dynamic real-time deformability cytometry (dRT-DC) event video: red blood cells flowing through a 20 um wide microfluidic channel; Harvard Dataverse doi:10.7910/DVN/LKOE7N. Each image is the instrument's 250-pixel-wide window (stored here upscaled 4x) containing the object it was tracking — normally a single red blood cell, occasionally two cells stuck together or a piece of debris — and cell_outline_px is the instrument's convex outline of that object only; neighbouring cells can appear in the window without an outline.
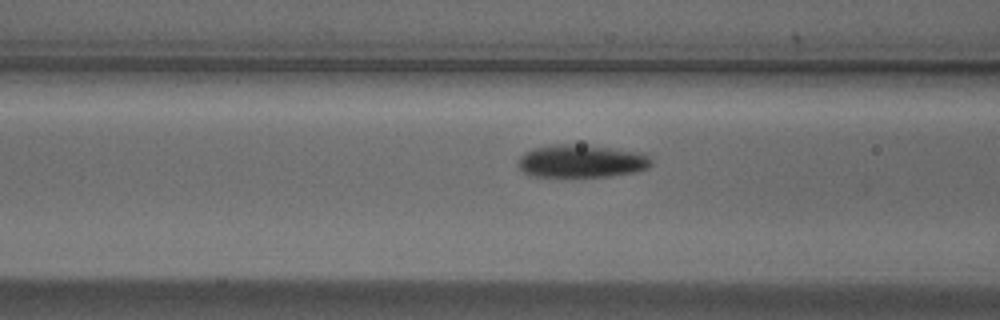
{"species": "Egyptian fruit bat (a non-hibernating species)", "species_latin": "Rousettus aegyptiacus", "temperature_condition": "cold", "stored_images_in_passage": 20, "camera_frame_rate_fps": 3000, "um_per_image_px": 0.085, "animal": {"sex": "male"}, "frame": {"image": 1, "passage_image": 18, "time_ms": 5.667, "image_size_px": [1000, 320], "cell_outline_px": [[652, 164], [648, 168], [632, 172], [608, 176], [532, 176], [524, 172], [516, 164], [520, 156], [524, 152], [532, 148], [552, 144], [572, 144], [608, 148], [640, 152], [648, 156], [652, 160]], "centroid_in_image_um": [49.37, 13.69], "position_along_channel_um": 117.2, "area_um2": 25.26}}